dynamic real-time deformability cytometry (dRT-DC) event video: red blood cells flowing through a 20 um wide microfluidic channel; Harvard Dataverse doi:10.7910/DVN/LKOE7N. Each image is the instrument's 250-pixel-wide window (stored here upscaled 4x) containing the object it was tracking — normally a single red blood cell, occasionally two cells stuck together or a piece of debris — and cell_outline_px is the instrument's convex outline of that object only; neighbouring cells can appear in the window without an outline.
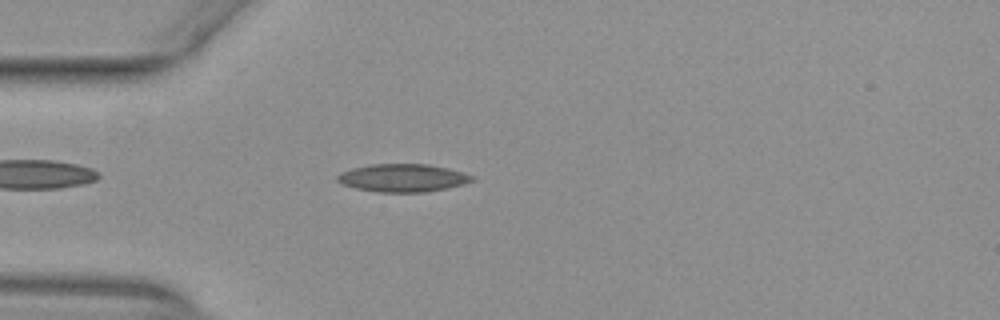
{"species": "common noctule bat (a hibernating species)", "species_latin": "Nyctalus noctula", "temperature_condition": "warm", "stored_images_in_passage": 41, "camera_frame_rate_fps": 3000, "um_per_image_px": 0.085, "animal": {"sex": "female", "body_mass_g": 29.2, "forearm_length_mm": 56.3}, "frame": {"image": 1, "passage_image": 4, "time_ms": 1.0, "image_size_px": [1000, 320], "cell_outline_px": [[476, 180], [464, 184], [448, 188], [428, 192], [380, 192], [356, 188], [344, 184], [336, 180], [336, 176], [340, 172], [352, 168], [372, 164], [428, 164], [448, 168], [464, 172], [476, 176]], "centroid_in_image_um": [34.3, 15.12], "position_along_channel_um": 50.7, "area_um2": 22.08}}
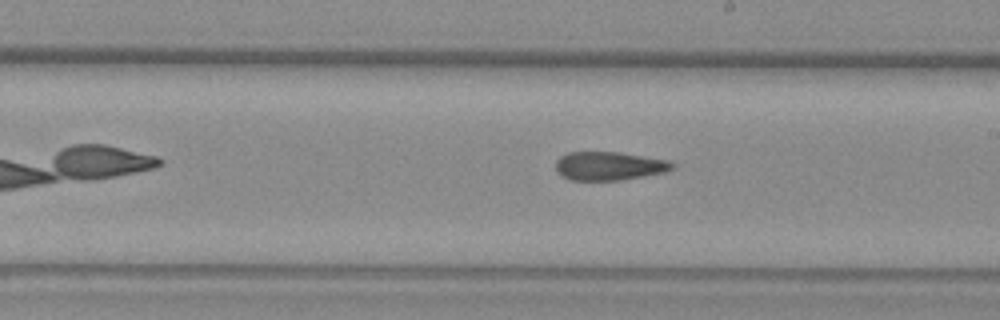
{"frame": {"image": 2, "passage_image": 19, "time_ms": 6.0, "image_size_px": [1000, 320], "cell_outline_px": [[676, 164], [672, 168], [664, 172], [620, 180], [572, 180], [556, 172], [556, 160], [560, 156], [568, 152], [616, 152], [668, 160]], "centroid_in_image_um": [51.74, 14.1], "position_along_channel_um": 237.3, "area_um2": 19.19}}
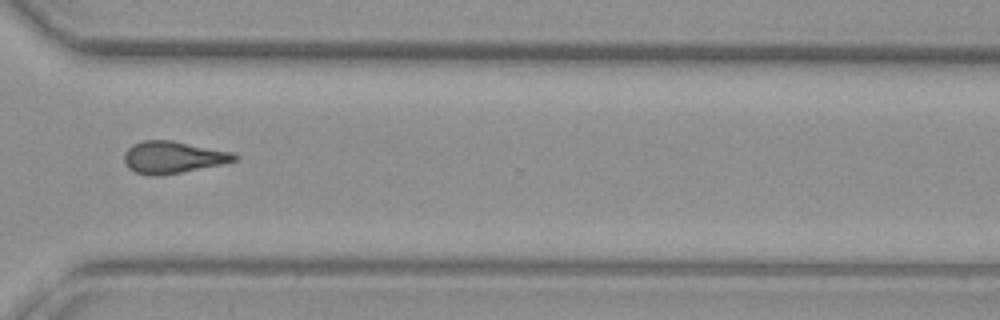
{"frame": {"image": 3, "passage_image": 28, "time_ms": 9.0, "image_size_px": [1000, 320], "cell_outline_px": [[240, 156], [236, 160], [220, 164], [160, 176], [152, 176], [136, 172], [128, 168], [124, 160], [124, 152], [132, 144], [144, 140], [172, 140], [232, 152]], "centroid_in_image_um": [14.67, 13.36], "position_along_channel_um": 355.9, "area_um2": 20.46}, "authors_computed_cell_mechanics": {"area_um2": 20.4034, "velocity_mm_per_s": 3.9493, "shape_relaxation_time_tau1_ms": null, "shape_relaxation_time_tau2_ms": 3.8641, "deformation_change_tau1": null, "deformation_change_tau2": 0.1248}}